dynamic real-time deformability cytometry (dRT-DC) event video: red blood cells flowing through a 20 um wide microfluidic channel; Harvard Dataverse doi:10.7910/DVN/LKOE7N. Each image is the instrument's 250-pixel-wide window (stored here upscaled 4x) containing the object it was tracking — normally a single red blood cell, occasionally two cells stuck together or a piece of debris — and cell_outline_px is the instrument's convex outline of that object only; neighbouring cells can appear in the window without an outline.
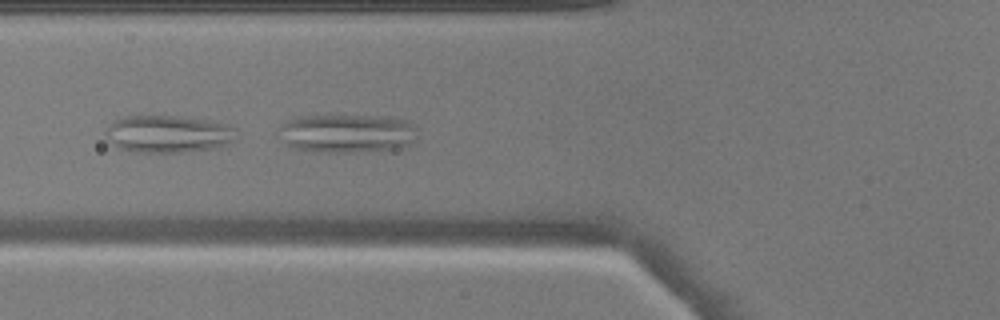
{"species": "common noctule bat (a hibernating species)", "species_latin": "Nyctalus noctula", "temperature_condition": "warm", "stored_images_in_passage": 20, "camera_frame_rate_fps": 3000, "um_per_image_px": 0.085, "animal": {"sex": "male", "body_mass_g": 17.9}, "frame": {"image": 1, "passage_image": 20, "time_ms": 6.333, "image_size_px": [1000, 320], "cell_outline_px": [[416, 140], [408, 144], [392, 148], [356, 152], [320, 152], [296, 148], [288, 144], [276, 136], [276, 128], [288, 120], [300, 116], [392, 116], [412, 120], [416, 128]], "centroid_in_image_um": [29.49, 11.31], "position_along_channel_um": 96.3, "area_um2": 31.5}}